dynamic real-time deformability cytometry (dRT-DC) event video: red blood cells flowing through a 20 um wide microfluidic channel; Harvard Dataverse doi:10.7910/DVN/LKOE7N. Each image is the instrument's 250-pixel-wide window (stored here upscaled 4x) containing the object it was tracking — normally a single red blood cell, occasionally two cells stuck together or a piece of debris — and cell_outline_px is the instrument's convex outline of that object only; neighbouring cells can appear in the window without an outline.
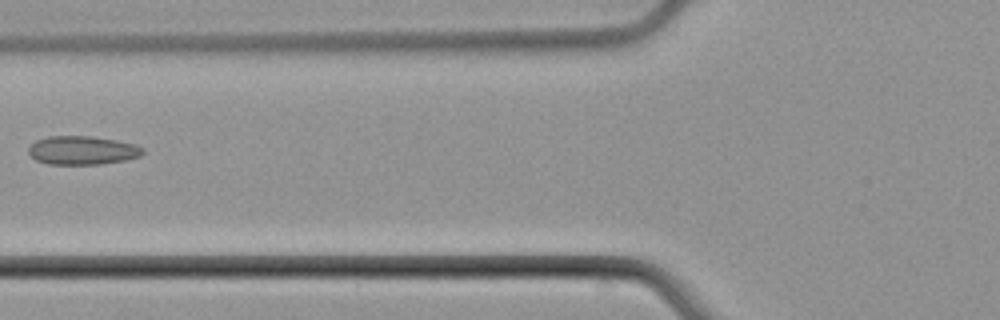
{"species": "common noctule bat (a hibernating species)", "species_latin": "Nyctalus noctula", "temperature_condition": "cold", "stored_images_in_passage": 4, "camera_frame_rate_fps": 3000, "um_per_image_px": 0.085, "animal": {"sex": "male", "body_mass_g": 21.5, "forearm_length_mm": 52.0}, "frame": {"image": 1, "passage_image": 3, "time_ms": 2.667, "image_size_px": [1000, 320], "cell_outline_px": [[144, 152], [140, 156], [124, 160], [100, 164], [48, 164], [36, 160], [28, 152], [28, 148], [36, 140], [48, 136], [92, 136], [116, 140], [136, 144], [144, 148]], "centroid_in_image_um": [7.01, 12.77], "position_along_channel_um": 118.8, "area_um2": 19.07}}
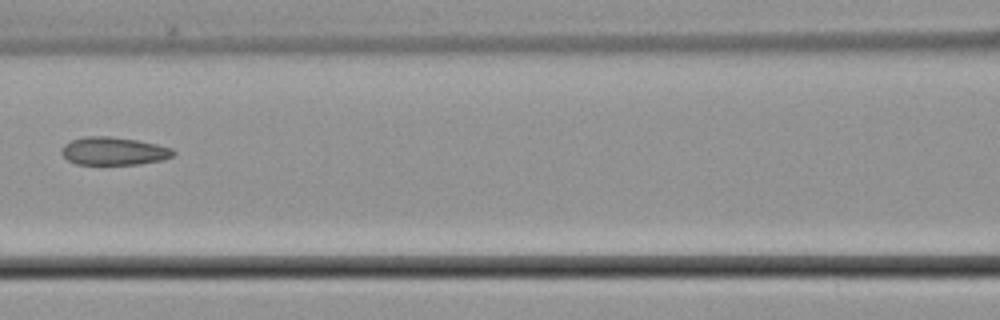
{"frame": {"image": 2, "passage_image": 4, "time_ms": 3.667, "image_size_px": [1000, 320], "cell_outline_px": [[176, 152], [172, 156], [164, 160], [140, 164], [76, 164], [68, 160], [60, 152], [60, 148], [64, 144], [72, 140], [84, 136], [112, 136], [136, 140], [156, 144], [172, 148]], "centroid_in_image_um": [9.66, 12.84], "position_along_channel_um": 156.9, "area_um2": 18.32}}